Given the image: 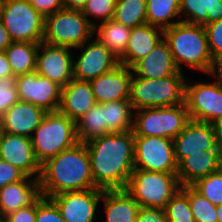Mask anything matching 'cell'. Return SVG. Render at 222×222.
I'll return each instance as SVG.
<instances>
[{"label":"cell","mask_w":222,"mask_h":222,"mask_svg":"<svg viewBox=\"0 0 222 222\" xmlns=\"http://www.w3.org/2000/svg\"><path fill=\"white\" fill-rule=\"evenodd\" d=\"M5 3H6V0H0V20H2Z\"/></svg>","instance_id":"816d5d0a"},{"label":"cell","mask_w":222,"mask_h":222,"mask_svg":"<svg viewBox=\"0 0 222 222\" xmlns=\"http://www.w3.org/2000/svg\"><path fill=\"white\" fill-rule=\"evenodd\" d=\"M135 222H167V217L163 208L140 207Z\"/></svg>","instance_id":"60d3db41"},{"label":"cell","mask_w":222,"mask_h":222,"mask_svg":"<svg viewBox=\"0 0 222 222\" xmlns=\"http://www.w3.org/2000/svg\"><path fill=\"white\" fill-rule=\"evenodd\" d=\"M134 170L177 174L173 139L135 136Z\"/></svg>","instance_id":"30bf717a"},{"label":"cell","mask_w":222,"mask_h":222,"mask_svg":"<svg viewBox=\"0 0 222 222\" xmlns=\"http://www.w3.org/2000/svg\"><path fill=\"white\" fill-rule=\"evenodd\" d=\"M188 196L195 222H217V206L212 204L192 186H181Z\"/></svg>","instance_id":"d6a6232c"},{"label":"cell","mask_w":222,"mask_h":222,"mask_svg":"<svg viewBox=\"0 0 222 222\" xmlns=\"http://www.w3.org/2000/svg\"><path fill=\"white\" fill-rule=\"evenodd\" d=\"M76 135L83 143L105 135L103 104L96 103L76 122Z\"/></svg>","instance_id":"4dcf8cb0"},{"label":"cell","mask_w":222,"mask_h":222,"mask_svg":"<svg viewBox=\"0 0 222 222\" xmlns=\"http://www.w3.org/2000/svg\"><path fill=\"white\" fill-rule=\"evenodd\" d=\"M95 25L81 11L63 8L45 17L42 41L74 49L94 38Z\"/></svg>","instance_id":"8992f818"},{"label":"cell","mask_w":222,"mask_h":222,"mask_svg":"<svg viewBox=\"0 0 222 222\" xmlns=\"http://www.w3.org/2000/svg\"><path fill=\"white\" fill-rule=\"evenodd\" d=\"M38 180L45 198L67 191L98 188L91 175L90 157L83 142H77L42 163Z\"/></svg>","instance_id":"7a4b0ae2"},{"label":"cell","mask_w":222,"mask_h":222,"mask_svg":"<svg viewBox=\"0 0 222 222\" xmlns=\"http://www.w3.org/2000/svg\"><path fill=\"white\" fill-rule=\"evenodd\" d=\"M179 15L180 0H146L147 23L152 26L165 30L181 22L171 20Z\"/></svg>","instance_id":"f546056e"},{"label":"cell","mask_w":222,"mask_h":222,"mask_svg":"<svg viewBox=\"0 0 222 222\" xmlns=\"http://www.w3.org/2000/svg\"><path fill=\"white\" fill-rule=\"evenodd\" d=\"M63 7L69 10H79L82 11L87 3V0H61Z\"/></svg>","instance_id":"7dc6e473"},{"label":"cell","mask_w":222,"mask_h":222,"mask_svg":"<svg viewBox=\"0 0 222 222\" xmlns=\"http://www.w3.org/2000/svg\"><path fill=\"white\" fill-rule=\"evenodd\" d=\"M133 107L129 100L103 103L105 135L123 133L133 129Z\"/></svg>","instance_id":"83f0119b"},{"label":"cell","mask_w":222,"mask_h":222,"mask_svg":"<svg viewBox=\"0 0 222 222\" xmlns=\"http://www.w3.org/2000/svg\"><path fill=\"white\" fill-rule=\"evenodd\" d=\"M133 72L130 67L119 64L113 70L90 81L97 103L129 100L130 81Z\"/></svg>","instance_id":"ac0fdd59"},{"label":"cell","mask_w":222,"mask_h":222,"mask_svg":"<svg viewBox=\"0 0 222 222\" xmlns=\"http://www.w3.org/2000/svg\"><path fill=\"white\" fill-rule=\"evenodd\" d=\"M35 222H65L59 208L50 199L42 196L36 202Z\"/></svg>","instance_id":"74e56055"},{"label":"cell","mask_w":222,"mask_h":222,"mask_svg":"<svg viewBox=\"0 0 222 222\" xmlns=\"http://www.w3.org/2000/svg\"><path fill=\"white\" fill-rule=\"evenodd\" d=\"M96 103L90 82L72 79L61 89L58 111L77 122Z\"/></svg>","instance_id":"7402d4cb"},{"label":"cell","mask_w":222,"mask_h":222,"mask_svg":"<svg viewBox=\"0 0 222 222\" xmlns=\"http://www.w3.org/2000/svg\"><path fill=\"white\" fill-rule=\"evenodd\" d=\"M131 69L135 76L149 79L166 78L179 71L164 38L156 44L149 54L138 60Z\"/></svg>","instance_id":"44dd1931"},{"label":"cell","mask_w":222,"mask_h":222,"mask_svg":"<svg viewBox=\"0 0 222 222\" xmlns=\"http://www.w3.org/2000/svg\"><path fill=\"white\" fill-rule=\"evenodd\" d=\"M2 22L13 42L43 40L45 18L29 0H6Z\"/></svg>","instance_id":"9c48e42d"},{"label":"cell","mask_w":222,"mask_h":222,"mask_svg":"<svg viewBox=\"0 0 222 222\" xmlns=\"http://www.w3.org/2000/svg\"><path fill=\"white\" fill-rule=\"evenodd\" d=\"M19 100L32 103L45 112L58 111L62 87L36 71L15 77Z\"/></svg>","instance_id":"4fadbf2b"},{"label":"cell","mask_w":222,"mask_h":222,"mask_svg":"<svg viewBox=\"0 0 222 222\" xmlns=\"http://www.w3.org/2000/svg\"><path fill=\"white\" fill-rule=\"evenodd\" d=\"M180 189L177 174L146 170H134L125 188L140 207L163 209Z\"/></svg>","instance_id":"52a82bcc"},{"label":"cell","mask_w":222,"mask_h":222,"mask_svg":"<svg viewBox=\"0 0 222 222\" xmlns=\"http://www.w3.org/2000/svg\"><path fill=\"white\" fill-rule=\"evenodd\" d=\"M134 136H153L174 139L184 129L190 116L186 104L135 110Z\"/></svg>","instance_id":"ba28073f"},{"label":"cell","mask_w":222,"mask_h":222,"mask_svg":"<svg viewBox=\"0 0 222 222\" xmlns=\"http://www.w3.org/2000/svg\"><path fill=\"white\" fill-rule=\"evenodd\" d=\"M210 54L216 63H222V18L204 25Z\"/></svg>","instance_id":"8d00e7d4"},{"label":"cell","mask_w":222,"mask_h":222,"mask_svg":"<svg viewBox=\"0 0 222 222\" xmlns=\"http://www.w3.org/2000/svg\"><path fill=\"white\" fill-rule=\"evenodd\" d=\"M163 38L164 30L148 23L132 28L125 54L119 59V63L131 68Z\"/></svg>","instance_id":"603a6c76"},{"label":"cell","mask_w":222,"mask_h":222,"mask_svg":"<svg viewBox=\"0 0 222 222\" xmlns=\"http://www.w3.org/2000/svg\"><path fill=\"white\" fill-rule=\"evenodd\" d=\"M134 132L109 133L85 143L95 185L103 190L125 189L134 171Z\"/></svg>","instance_id":"6da1fadb"},{"label":"cell","mask_w":222,"mask_h":222,"mask_svg":"<svg viewBox=\"0 0 222 222\" xmlns=\"http://www.w3.org/2000/svg\"><path fill=\"white\" fill-rule=\"evenodd\" d=\"M26 175L17 167L0 159V188L22 180Z\"/></svg>","instance_id":"ab89813d"},{"label":"cell","mask_w":222,"mask_h":222,"mask_svg":"<svg viewBox=\"0 0 222 222\" xmlns=\"http://www.w3.org/2000/svg\"><path fill=\"white\" fill-rule=\"evenodd\" d=\"M74 49H83L78 58L73 59V79L78 81L90 82L120 64L119 59L96 37Z\"/></svg>","instance_id":"7c38bea8"},{"label":"cell","mask_w":222,"mask_h":222,"mask_svg":"<svg viewBox=\"0 0 222 222\" xmlns=\"http://www.w3.org/2000/svg\"><path fill=\"white\" fill-rule=\"evenodd\" d=\"M15 77L4 51H0V79Z\"/></svg>","instance_id":"ee69618b"},{"label":"cell","mask_w":222,"mask_h":222,"mask_svg":"<svg viewBox=\"0 0 222 222\" xmlns=\"http://www.w3.org/2000/svg\"><path fill=\"white\" fill-rule=\"evenodd\" d=\"M178 71L173 76L149 79L132 75L129 101L135 110L169 107L185 103L186 76Z\"/></svg>","instance_id":"277c9868"},{"label":"cell","mask_w":222,"mask_h":222,"mask_svg":"<svg viewBox=\"0 0 222 222\" xmlns=\"http://www.w3.org/2000/svg\"><path fill=\"white\" fill-rule=\"evenodd\" d=\"M211 124L214 129L217 150L219 153H222V116L213 121Z\"/></svg>","instance_id":"f6af8a7d"},{"label":"cell","mask_w":222,"mask_h":222,"mask_svg":"<svg viewBox=\"0 0 222 222\" xmlns=\"http://www.w3.org/2000/svg\"><path fill=\"white\" fill-rule=\"evenodd\" d=\"M71 49L41 41L37 51L35 71L40 76L49 78L64 87L73 79V54H71Z\"/></svg>","instance_id":"5bb4252c"},{"label":"cell","mask_w":222,"mask_h":222,"mask_svg":"<svg viewBox=\"0 0 222 222\" xmlns=\"http://www.w3.org/2000/svg\"><path fill=\"white\" fill-rule=\"evenodd\" d=\"M29 2L44 18L64 8L61 0H29Z\"/></svg>","instance_id":"7bdbcfd3"},{"label":"cell","mask_w":222,"mask_h":222,"mask_svg":"<svg viewBox=\"0 0 222 222\" xmlns=\"http://www.w3.org/2000/svg\"><path fill=\"white\" fill-rule=\"evenodd\" d=\"M219 152L204 151L200 154L184 158L177 169V177L181 186H191L196 181L218 169Z\"/></svg>","instance_id":"d4e9b609"},{"label":"cell","mask_w":222,"mask_h":222,"mask_svg":"<svg viewBox=\"0 0 222 222\" xmlns=\"http://www.w3.org/2000/svg\"><path fill=\"white\" fill-rule=\"evenodd\" d=\"M36 203L29 207L20 208L11 212L2 219V222H35Z\"/></svg>","instance_id":"b9f144b4"},{"label":"cell","mask_w":222,"mask_h":222,"mask_svg":"<svg viewBox=\"0 0 222 222\" xmlns=\"http://www.w3.org/2000/svg\"><path fill=\"white\" fill-rule=\"evenodd\" d=\"M3 133H4V131L2 130L1 125H0V144H1L2 137H3Z\"/></svg>","instance_id":"f5cc1de1"},{"label":"cell","mask_w":222,"mask_h":222,"mask_svg":"<svg viewBox=\"0 0 222 222\" xmlns=\"http://www.w3.org/2000/svg\"><path fill=\"white\" fill-rule=\"evenodd\" d=\"M174 63L179 71L182 64L196 71L212 74L217 63L213 60L204 26L179 22L164 30Z\"/></svg>","instance_id":"3957f363"},{"label":"cell","mask_w":222,"mask_h":222,"mask_svg":"<svg viewBox=\"0 0 222 222\" xmlns=\"http://www.w3.org/2000/svg\"><path fill=\"white\" fill-rule=\"evenodd\" d=\"M167 222H195L188 196L180 189L166 204Z\"/></svg>","instance_id":"836d02e7"},{"label":"cell","mask_w":222,"mask_h":222,"mask_svg":"<svg viewBox=\"0 0 222 222\" xmlns=\"http://www.w3.org/2000/svg\"><path fill=\"white\" fill-rule=\"evenodd\" d=\"M113 19L130 29L147 23L146 0H116Z\"/></svg>","instance_id":"1f68e13d"},{"label":"cell","mask_w":222,"mask_h":222,"mask_svg":"<svg viewBox=\"0 0 222 222\" xmlns=\"http://www.w3.org/2000/svg\"><path fill=\"white\" fill-rule=\"evenodd\" d=\"M103 189L67 191L51 196L65 222H93Z\"/></svg>","instance_id":"9a60e30c"},{"label":"cell","mask_w":222,"mask_h":222,"mask_svg":"<svg viewBox=\"0 0 222 222\" xmlns=\"http://www.w3.org/2000/svg\"><path fill=\"white\" fill-rule=\"evenodd\" d=\"M217 222H222V204L217 205Z\"/></svg>","instance_id":"681fc988"},{"label":"cell","mask_w":222,"mask_h":222,"mask_svg":"<svg viewBox=\"0 0 222 222\" xmlns=\"http://www.w3.org/2000/svg\"><path fill=\"white\" fill-rule=\"evenodd\" d=\"M191 186L212 204H222V174L218 171L199 179Z\"/></svg>","instance_id":"e575fe53"},{"label":"cell","mask_w":222,"mask_h":222,"mask_svg":"<svg viewBox=\"0 0 222 222\" xmlns=\"http://www.w3.org/2000/svg\"><path fill=\"white\" fill-rule=\"evenodd\" d=\"M177 164L184 158L201 152L217 150L214 129L211 123L190 119L181 133L173 139Z\"/></svg>","instance_id":"2e32d148"},{"label":"cell","mask_w":222,"mask_h":222,"mask_svg":"<svg viewBox=\"0 0 222 222\" xmlns=\"http://www.w3.org/2000/svg\"><path fill=\"white\" fill-rule=\"evenodd\" d=\"M12 42L2 20H0V51H5Z\"/></svg>","instance_id":"bcb514c9"},{"label":"cell","mask_w":222,"mask_h":222,"mask_svg":"<svg viewBox=\"0 0 222 222\" xmlns=\"http://www.w3.org/2000/svg\"><path fill=\"white\" fill-rule=\"evenodd\" d=\"M33 134L32 147L40 164L78 142L76 122L59 111L47 112Z\"/></svg>","instance_id":"5b68a950"},{"label":"cell","mask_w":222,"mask_h":222,"mask_svg":"<svg viewBox=\"0 0 222 222\" xmlns=\"http://www.w3.org/2000/svg\"><path fill=\"white\" fill-rule=\"evenodd\" d=\"M131 29L110 19L96 24L94 26V34L97 39L105 45L118 59H120L126 51Z\"/></svg>","instance_id":"4316f807"},{"label":"cell","mask_w":222,"mask_h":222,"mask_svg":"<svg viewBox=\"0 0 222 222\" xmlns=\"http://www.w3.org/2000/svg\"><path fill=\"white\" fill-rule=\"evenodd\" d=\"M101 201L104 202L106 222L136 221L140 206L125 189L104 190Z\"/></svg>","instance_id":"cb8c5ba5"},{"label":"cell","mask_w":222,"mask_h":222,"mask_svg":"<svg viewBox=\"0 0 222 222\" xmlns=\"http://www.w3.org/2000/svg\"><path fill=\"white\" fill-rule=\"evenodd\" d=\"M214 78L217 77V80L219 81L221 87H222V63H217V65L214 67L212 74Z\"/></svg>","instance_id":"c3c4849f"},{"label":"cell","mask_w":222,"mask_h":222,"mask_svg":"<svg viewBox=\"0 0 222 222\" xmlns=\"http://www.w3.org/2000/svg\"><path fill=\"white\" fill-rule=\"evenodd\" d=\"M39 43L12 42L4 51L13 75L29 74L36 70V56Z\"/></svg>","instance_id":"f1b7e54d"},{"label":"cell","mask_w":222,"mask_h":222,"mask_svg":"<svg viewBox=\"0 0 222 222\" xmlns=\"http://www.w3.org/2000/svg\"><path fill=\"white\" fill-rule=\"evenodd\" d=\"M18 101L15 77L0 79V117Z\"/></svg>","instance_id":"f35d334b"},{"label":"cell","mask_w":222,"mask_h":222,"mask_svg":"<svg viewBox=\"0 0 222 222\" xmlns=\"http://www.w3.org/2000/svg\"><path fill=\"white\" fill-rule=\"evenodd\" d=\"M217 171L222 174V153H219V158H218V169Z\"/></svg>","instance_id":"f907efd6"},{"label":"cell","mask_w":222,"mask_h":222,"mask_svg":"<svg viewBox=\"0 0 222 222\" xmlns=\"http://www.w3.org/2000/svg\"><path fill=\"white\" fill-rule=\"evenodd\" d=\"M0 159L17 167L26 176H34L36 179L40 177L41 164L35 156L30 137L4 132L0 144Z\"/></svg>","instance_id":"e0dca14e"},{"label":"cell","mask_w":222,"mask_h":222,"mask_svg":"<svg viewBox=\"0 0 222 222\" xmlns=\"http://www.w3.org/2000/svg\"><path fill=\"white\" fill-rule=\"evenodd\" d=\"M116 0H87L82 9V13L88 19V16L101 19V23L113 19Z\"/></svg>","instance_id":"d590c367"},{"label":"cell","mask_w":222,"mask_h":222,"mask_svg":"<svg viewBox=\"0 0 222 222\" xmlns=\"http://www.w3.org/2000/svg\"><path fill=\"white\" fill-rule=\"evenodd\" d=\"M185 104L190 119L212 123L222 116V87L213 83H185Z\"/></svg>","instance_id":"8fae6325"},{"label":"cell","mask_w":222,"mask_h":222,"mask_svg":"<svg viewBox=\"0 0 222 222\" xmlns=\"http://www.w3.org/2000/svg\"><path fill=\"white\" fill-rule=\"evenodd\" d=\"M46 113L32 103L19 100L0 117V125L6 133L31 137Z\"/></svg>","instance_id":"ffe728a7"},{"label":"cell","mask_w":222,"mask_h":222,"mask_svg":"<svg viewBox=\"0 0 222 222\" xmlns=\"http://www.w3.org/2000/svg\"><path fill=\"white\" fill-rule=\"evenodd\" d=\"M42 196L40 181L30 176L0 188V218L34 205Z\"/></svg>","instance_id":"d6986e66"},{"label":"cell","mask_w":222,"mask_h":222,"mask_svg":"<svg viewBox=\"0 0 222 222\" xmlns=\"http://www.w3.org/2000/svg\"><path fill=\"white\" fill-rule=\"evenodd\" d=\"M181 14L182 22L204 26L222 18V0H180Z\"/></svg>","instance_id":"484cf974"}]
</instances>
